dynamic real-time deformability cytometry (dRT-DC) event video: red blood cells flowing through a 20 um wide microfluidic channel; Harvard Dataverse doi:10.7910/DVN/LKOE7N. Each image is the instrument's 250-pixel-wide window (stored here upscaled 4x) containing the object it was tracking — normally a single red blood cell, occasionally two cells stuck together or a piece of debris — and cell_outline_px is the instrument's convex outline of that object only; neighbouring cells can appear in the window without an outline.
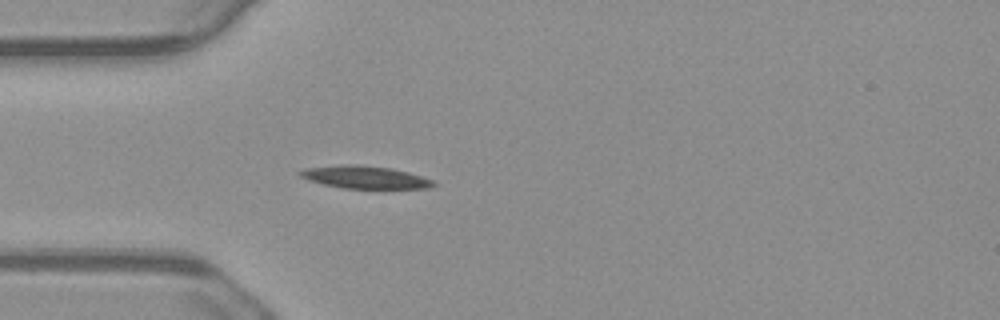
{"species": "common noctule bat (a hibernating species)", "species_latin": "Nyctalus noctula", "temperature_condition": "warm", "stored_images_in_passage": 44, "camera_frame_rate_fps": 3000, "um_per_image_px": 0.085, "animal": {"sex": "male", "body_mass_g": 23.1, "forearm_length_mm": 52.7}, "frame": {"image": 1, "passage_image": 5, "time_ms": 1.333, "image_size_px": [1000, 320], "cell_outline_px": [[436, 184], [432, 188], [344, 188], [324, 184], [308, 180], [300, 176], [296, 172], [304, 168], [340, 164], [360, 164], [392, 168], [408, 172], [432, 180]], "centroid_in_image_um": [30.98, 15.04], "position_along_channel_um": 54.0, "area_um2": 17.63}}
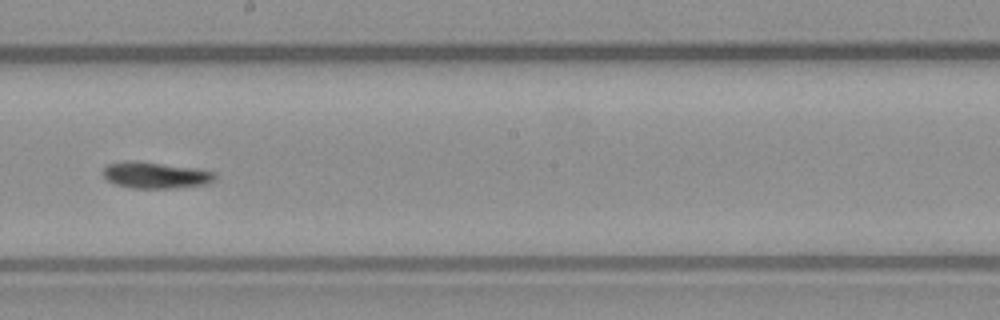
{"frame": {"image": 2, "passage_image": 20, "time_ms": 6.333, "image_size_px": [1000, 320], "cell_outline_px": [[216, 180], [208, 184], [176, 188], [132, 188], [116, 184], [108, 180], [100, 172], [108, 164], [124, 160], [136, 160], [196, 168], [216, 172]], "centroid_in_image_um": [13.23, 14.88], "position_along_channel_um": 235.0, "area_um2": 17.51}}
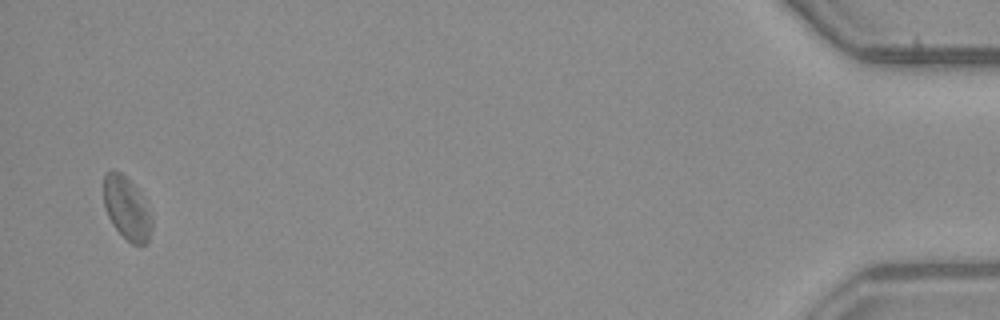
{"frame": {"image": 3, "passage_image": 43, "time_ms": 14.0, "image_size_px": [1000, 320], "cell_outline_px": [[152, 228], [148, 240], [144, 244], [132, 244], [112, 224], [108, 216], [104, 204], [104, 172], [112, 168], [120, 172], [136, 188], [152, 216]], "centroid_in_image_um": [10.75, 17.68], "position_along_channel_um": 424.4, "area_um2": 17.34}, "authors_computed_cell_mechanics": {"area_um2": 16.9065, "velocity_mm_per_s": 3.7221, "shape_relaxation_time_tau1_ms": 4.1957, "shape_relaxation_time_tau2_ms": 5.4171, "deformation_change_tau1": 0.1552, "deformation_change_tau2": 0.1014}}